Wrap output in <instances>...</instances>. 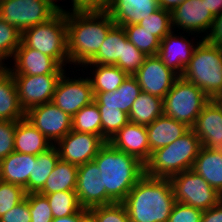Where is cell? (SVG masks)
<instances>
[{
  "label": "cell",
  "instance_id": "cell-2",
  "mask_svg": "<svg viewBox=\"0 0 222 222\" xmlns=\"http://www.w3.org/2000/svg\"><path fill=\"white\" fill-rule=\"evenodd\" d=\"M122 203L130 222H167L176 203L171 180L144 175Z\"/></svg>",
  "mask_w": 222,
  "mask_h": 222
},
{
  "label": "cell",
  "instance_id": "cell-44",
  "mask_svg": "<svg viewBox=\"0 0 222 222\" xmlns=\"http://www.w3.org/2000/svg\"><path fill=\"white\" fill-rule=\"evenodd\" d=\"M16 121L0 120V161L14 152Z\"/></svg>",
  "mask_w": 222,
  "mask_h": 222
},
{
  "label": "cell",
  "instance_id": "cell-24",
  "mask_svg": "<svg viewBox=\"0 0 222 222\" xmlns=\"http://www.w3.org/2000/svg\"><path fill=\"white\" fill-rule=\"evenodd\" d=\"M141 92L137 79L129 75L114 92L94 93V101L98 108H116L129 114L133 102Z\"/></svg>",
  "mask_w": 222,
  "mask_h": 222
},
{
  "label": "cell",
  "instance_id": "cell-39",
  "mask_svg": "<svg viewBox=\"0 0 222 222\" xmlns=\"http://www.w3.org/2000/svg\"><path fill=\"white\" fill-rule=\"evenodd\" d=\"M95 222H130L123 203H111L88 209Z\"/></svg>",
  "mask_w": 222,
  "mask_h": 222
},
{
  "label": "cell",
  "instance_id": "cell-50",
  "mask_svg": "<svg viewBox=\"0 0 222 222\" xmlns=\"http://www.w3.org/2000/svg\"><path fill=\"white\" fill-rule=\"evenodd\" d=\"M208 10L215 17L222 12V0H204Z\"/></svg>",
  "mask_w": 222,
  "mask_h": 222
},
{
  "label": "cell",
  "instance_id": "cell-13",
  "mask_svg": "<svg viewBox=\"0 0 222 222\" xmlns=\"http://www.w3.org/2000/svg\"><path fill=\"white\" fill-rule=\"evenodd\" d=\"M105 143L101 136L71 130L55 146L61 160L79 166L93 161Z\"/></svg>",
  "mask_w": 222,
  "mask_h": 222
},
{
  "label": "cell",
  "instance_id": "cell-19",
  "mask_svg": "<svg viewBox=\"0 0 222 222\" xmlns=\"http://www.w3.org/2000/svg\"><path fill=\"white\" fill-rule=\"evenodd\" d=\"M108 142L119 151L136 157L144 164L151 156L145 125L128 122Z\"/></svg>",
  "mask_w": 222,
  "mask_h": 222
},
{
  "label": "cell",
  "instance_id": "cell-7",
  "mask_svg": "<svg viewBox=\"0 0 222 222\" xmlns=\"http://www.w3.org/2000/svg\"><path fill=\"white\" fill-rule=\"evenodd\" d=\"M209 101L202 89L179 77L163 99L164 114L192 128Z\"/></svg>",
  "mask_w": 222,
  "mask_h": 222
},
{
  "label": "cell",
  "instance_id": "cell-30",
  "mask_svg": "<svg viewBox=\"0 0 222 222\" xmlns=\"http://www.w3.org/2000/svg\"><path fill=\"white\" fill-rule=\"evenodd\" d=\"M126 31L115 25L107 34L97 54L86 64L115 65L122 59Z\"/></svg>",
  "mask_w": 222,
  "mask_h": 222
},
{
  "label": "cell",
  "instance_id": "cell-14",
  "mask_svg": "<svg viewBox=\"0 0 222 222\" xmlns=\"http://www.w3.org/2000/svg\"><path fill=\"white\" fill-rule=\"evenodd\" d=\"M141 91L164 99L179 76L167 68L157 56H147L144 64L133 75Z\"/></svg>",
  "mask_w": 222,
  "mask_h": 222
},
{
  "label": "cell",
  "instance_id": "cell-36",
  "mask_svg": "<svg viewBox=\"0 0 222 222\" xmlns=\"http://www.w3.org/2000/svg\"><path fill=\"white\" fill-rule=\"evenodd\" d=\"M101 114V137L108 142L129 122L127 113L116 108H98Z\"/></svg>",
  "mask_w": 222,
  "mask_h": 222
},
{
  "label": "cell",
  "instance_id": "cell-31",
  "mask_svg": "<svg viewBox=\"0 0 222 222\" xmlns=\"http://www.w3.org/2000/svg\"><path fill=\"white\" fill-rule=\"evenodd\" d=\"M59 159V152L55 145L36 156V162H33L32 173L28 181V194L39 193L43 189L45 181Z\"/></svg>",
  "mask_w": 222,
  "mask_h": 222
},
{
  "label": "cell",
  "instance_id": "cell-27",
  "mask_svg": "<svg viewBox=\"0 0 222 222\" xmlns=\"http://www.w3.org/2000/svg\"><path fill=\"white\" fill-rule=\"evenodd\" d=\"M192 170L222 195V154L201 146Z\"/></svg>",
  "mask_w": 222,
  "mask_h": 222
},
{
  "label": "cell",
  "instance_id": "cell-54",
  "mask_svg": "<svg viewBox=\"0 0 222 222\" xmlns=\"http://www.w3.org/2000/svg\"><path fill=\"white\" fill-rule=\"evenodd\" d=\"M83 222H95V220L90 216L88 215L84 220Z\"/></svg>",
  "mask_w": 222,
  "mask_h": 222
},
{
  "label": "cell",
  "instance_id": "cell-12",
  "mask_svg": "<svg viewBox=\"0 0 222 222\" xmlns=\"http://www.w3.org/2000/svg\"><path fill=\"white\" fill-rule=\"evenodd\" d=\"M94 97L88 77L70 79L64 72L56 85L51 102L73 117L84 106L92 103Z\"/></svg>",
  "mask_w": 222,
  "mask_h": 222
},
{
  "label": "cell",
  "instance_id": "cell-43",
  "mask_svg": "<svg viewBox=\"0 0 222 222\" xmlns=\"http://www.w3.org/2000/svg\"><path fill=\"white\" fill-rule=\"evenodd\" d=\"M202 215V210L176 202L167 222H201Z\"/></svg>",
  "mask_w": 222,
  "mask_h": 222
},
{
  "label": "cell",
  "instance_id": "cell-16",
  "mask_svg": "<svg viewBox=\"0 0 222 222\" xmlns=\"http://www.w3.org/2000/svg\"><path fill=\"white\" fill-rule=\"evenodd\" d=\"M191 129L201 146L222 154V106L215 99L204 106Z\"/></svg>",
  "mask_w": 222,
  "mask_h": 222
},
{
  "label": "cell",
  "instance_id": "cell-17",
  "mask_svg": "<svg viewBox=\"0 0 222 222\" xmlns=\"http://www.w3.org/2000/svg\"><path fill=\"white\" fill-rule=\"evenodd\" d=\"M14 67L8 68L12 75L63 74L62 67L52 57L27 47L22 41L13 56Z\"/></svg>",
  "mask_w": 222,
  "mask_h": 222
},
{
  "label": "cell",
  "instance_id": "cell-35",
  "mask_svg": "<svg viewBox=\"0 0 222 222\" xmlns=\"http://www.w3.org/2000/svg\"><path fill=\"white\" fill-rule=\"evenodd\" d=\"M128 40L146 56L157 55L160 40L138 24L123 26Z\"/></svg>",
  "mask_w": 222,
  "mask_h": 222
},
{
  "label": "cell",
  "instance_id": "cell-11",
  "mask_svg": "<svg viewBox=\"0 0 222 222\" xmlns=\"http://www.w3.org/2000/svg\"><path fill=\"white\" fill-rule=\"evenodd\" d=\"M62 74L13 75L19 104L27 112L30 108L51 102Z\"/></svg>",
  "mask_w": 222,
  "mask_h": 222
},
{
  "label": "cell",
  "instance_id": "cell-18",
  "mask_svg": "<svg viewBox=\"0 0 222 222\" xmlns=\"http://www.w3.org/2000/svg\"><path fill=\"white\" fill-rule=\"evenodd\" d=\"M100 179V170L94 161L78 166L76 195L83 208L106 205V189Z\"/></svg>",
  "mask_w": 222,
  "mask_h": 222
},
{
  "label": "cell",
  "instance_id": "cell-4",
  "mask_svg": "<svg viewBox=\"0 0 222 222\" xmlns=\"http://www.w3.org/2000/svg\"><path fill=\"white\" fill-rule=\"evenodd\" d=\"M201 148L200 139L190 129L182 137L151 153L145 163V175L154 178H171L193 168Z\"/></svg>",
  "mask_w": 222,
  "mask_h": 222
},
{
  "label": "cell",
  "instance_id": "cell-33",
  "mask_svg": "<svg viewBox=\"0 0 222 222\" xmlns=\"http://www.w3.org/2000/svg\"><path fill=\"white\" fill-rule=\"evenodd\" d=\"M72 130L101 136V114L95 101L72 117Z\"/></svg>",
  "mask_w": 222,
  "mask_h": 222
},
{
  "label": "cell",
  "instance_id": "cell-9",
  "mask_svg": "<svg viewBox=\"0 0 222 222\" xmlns=\"http://www.w3.org/2000/svg\"><path fill=\"white\" fill-rule=\"evenodd\" d=\"M59 11L47 0H4L0 2V18L16 27L21 33L42 24Z\"/></svg>",
  "mask_w": 222,
  "mask_h": 222
},
{
  "label": "cell",
  "instance_id": "cell-53",
  "mask_svg": "<svg viewBox=\"0 0 222 222\" xmlns=\"http://www.w3.org/2000/svg\"><path fill=\"white\" fill-rule=\"evenodd\" d=\"M215 100L222 106V91L220 94L215 98Z\"/></svg>",
  "mask_w": 222,
  "mask_h": 222
},
{
  "label": "cell",
  "instance_id": "cell-47",
  "mask_svg": "<svg viewBox=\"0 0 222 222\" xmlns=\"http://www.w3.org/2000/svg\"><path fill=\"white\" fill-rule=\"evenodd\" d=\"M205 40L213 45L222 47V12L214 17L212 27Z\"/></svg>",
  "mask_w": 222,
  "mask_h": 222
},
{
  "label": "cell",
  "instance_id": "cell-8",
  "mask_svg": "<svg viewBox=\"0 0 222 222\" xmlns=\"http://www.w3.org/2000/svg\"><path fill=\"white\" fill-rule=\"evenodd\" d=\"M170 180L176 202L205 211L222 200V195L192 169L180 172Z\"/></svg>",
  "mask_w": 222,
  "mask_h": 222
},
{
  "label": "cell",
  "instance_id": "cell-34",
  "mask_svg": "<svg viewBox=\"0 0 222 222\" xmlns=\"http://www.w3.org/2000/svg\"><path fill=\"white\" fill-rule=\"evenodd\" d=\"M41 195L47 198L54 218L75 214L83 208L76 195V191H61Z\"/></svg>",
  "mask_w": 222,
  "mask_h": 222
},
{
  "label": "cell",
  "instance_id": "cell-29",
  "mask_svg": "<svg viewBox=\"0 0 222 222\" xmlns=\"http://www.w3.org/2000/svg\"><path fill=\"white\" fill-rule=\"evenodd\" d=\"M163 114V99L141 92L133 102L128 116L129 122L147 126Z\"/></svg>",
  "mask_w": 222,
  "mask_h": 222
},
{
  "label": "cell",
  "instance_id": "cell-21",
  "mask_svg": "<svg viewBox=\"0 0 222 222\" xmlns=\"http://www.w3.org/2000/svg\"><path fill=\"white\" fill-rule=\"evenodd\" d=\"M157 0H111L107 11L118 26L138 24L158 10Z\"/></svg>",
  "mask_w": 222,
  "mask_h": 222
},
{
  "label": "cell",
  "instance_id": "cell-38",
  "mask_svg": "<svg viewBox=\"0 0 222 222\" xmlns=\"http://www.w3.org/2000/svg\"><path fill=\"white\" fill-rule=\"evenodd\" d=\"M22 33L0 18V63L13 57L21 43ZM8 57V58H7ZM3 60V61H2Z\"/></svg>",
  "mask_w": 222,
  "mask_h": 222
},
{
  "label": "cell",
  "instance_id": "cell-25",
  "mask_svg": "<svg viewBox=\"0 0 222 222\" xmlns=\"http://www.w3.org/2000/svg\"><path fill=\"white\" fill-rule=\"evenodd\" d=\"M52 146V143L26 118L16 121L14 133L15 152L37 156Z\"/></svg>",
  "mask_w": 222,
  "mask_h": 222
},
{
  "label": "cell",
  "instance_id": "cell-41",
  "mask_svg": "<svg viewBox=\"0 0 222 222\" xmlns=\"http://www.w3.org/2000/svg\"><path fill=\"white\" fill-rule=\"evenodd\" d=\"M23 187L0 180V217L26 197Z\"/></svg>",
  "mask_w": 222,
  "mask_h": 222
},
{
  "label": "cell",
  "instance_id": "cell-3",
  "mask_svg": "<svg viewBox=\"0 0 222 222\" xmlns=\"http://www.w3.org/2000/svg\"><path fill=\"white\" fill-rule=\"evenodd\" d=\"M106 189V205L122 203L134 185L145 175V164L106 142L93 159Z\"/></svg>",
  "mask_w": 222,
  "mask_h": 222
},
{
  "label": "cell",
  "instance_id": "cell-51",
  "mask_svg": "<svg viewBox=\"0 0 222 222\" xmlns=\"http://www.w3.org/2000/svg\"><path fill=\"white\" fill-rule=\"evenodd\" d=\"M157 1L160 8L172 12L184 0H157Z\"/></svg>",
  "mask_w": 222,
  "mask_h": 222
},
{
  "label": "cell",
  "instance_id": "cell-6",
  "mask_svg": "<svg viewBox=\"0 0 222 222\" xmlns=\"http://www.w3.org/2000/svg\"><path fill=\"white\" fill-rule=\"evenodd\" d=\"M21 41L27 47L52 57L62 67L65 66L69 63L66 10L59 11L45 23L25 29Z\"/></svg>",
  "mask_w": 222,
  "mask_h": 222
},
{
  "label": "cell",
  "instance_id": "cell-26",
  "mask_svg": "<svg viewBox=\"0 0 222 222\" xmlns=\"http://www.w3.org/2000/svg\"><path fill=\"white\" fill-rule=\"evenodd\" d=\"M23 118L25 111L19 104L14 77L4 66L0 70V120L19 121Z\"/></svg>",
  "mask_w": 222,
  "mask_h": 222
},
{
  "label": "cell",
  "instance_id": "cell-15",
  "mask_svg": "<svg viewBox=\"0 0 222 222\" xmlns=\"http://www.w3.org/2000/svg\"><path fill=\"white\" fill-rule=\"evenodd\" d=\"M214 16L208 10L204 0H184L171 12L172 29L178 27L186 32L198 33L207 32L211 29ZM175 26V27H174Z\"/></svg>",
  "mask_w": 222,
  "mask_h": 222
},
{
  "label": "cell",
  "instance_id": "cell-52",
  "mask_svg": "<svg viewBox=\"0 0 222 222\" xmlns=\"http://www.w3.org/2000/svg\"><path fill=\"white\" fill-rule=\"evenodd\" d=\"M53 7H55L58 11H65L64 9L61 8V6L57 5L55 2L57 0H47Z\"/></svg>",
  "mask_w": 222,
  "mask_h": 222
},
{
  "label": "cell",
  "instance_id": "cell-48",
  "mask_svg": "<svg viewBox=\"0 0 222 222\" xmlns=\"http://www.w3.org/2000/svg\"><path fill=\"white\" fill-rule=\"evenodd\" d=\"M201 222H222V200L217 205L203 211Z\"/></svg>",
  "mask_w": 222,
  "mask_h": 222
},
{
  "label": "cell",
  "instance_id": "cell-40",
  "mask_svg": "<svg viewBox=\"0 0 222 222\" xmlns=\"http://www.w3.org/2000/svg\"><path fill=\"white\" fill-rule=\"evenodd\" d=\"M146 55L137 49L125 34V44H123L122 59H118L115 66H118L128 75L133 76L144 64Z\"/></svg>",
  "mask_w": 222,
  "mask_h": 222
},
{
  "label": "cell",
  "instance_id": "cell-42",
  "mask_svg": "<svg viewBox=\"0 0 222 222\" xmlns=\"http://www.w3.org/2000/svg\"><path fill=\"white\" fill-rule=\"evenodd\" d=\"M29 203L31 222H51L52 215L49 202L44 195L39 193H29L25 197Z\"/></svg>",
  "mask_w": 222,
  "mask_h": 222
},
{
  "label": "cell",
  "instance_id": "cell-55",
  "mask_svg": "<svg viewBox=\"0 0 222 222\" xmlns=\"http://www.w3.org/2000/svg\"><path fill=\"white\" fill-rule=\"evenodd\" d=\"M4 66L0 63V70L3 68Z\"/></svg>",
  "mask_w": 222,
  "mask_h": 222
},
{
  "label": "cell",
  "instance_id": "cell-10",
  "mask_svg": "<svg viewBox=\"0 0 222 222\" xmlns=\"http://www.w3.org/2000/svg\"><path fill=\"white\" fill-rule=\"evenodd\" d=\"M25 118L52 145H55L72 130V117L58 108L53 102H47L30 108L25 112Z\"/></svg>",
  "mask_w": 222,
  "mask_h": 222
},
{
  "label": "cell",
  "instance_id": "cell-49",
  "mask_svg": "<svg viewBox=\"0 0 222 222\" xmlns=\"http://www.w3.org/2000/svg\"><path fill=\"white\" fill-rule=\"evenodd\" d=\"M88 215V209L82 208L75 214L66 217L53 218L51 222H83Z\"/></svg>",
  "mask_w": 222,
  "mask_h": 222
},
{
  "label": "cell",
  "instance_id": "cell-22",
  "mask_svg": "<svg viewBox=\"0 0 222 222\" xmlns=\"http://www.w3.org/2000/svg\"><path fill=\"white\" fill-rule=\"evenodd\" d=\"M36 155L12 152L0 161V180L21 186L28 194V181Z\"/></svg>",
  "mask_w": 222,
  "mask_h": 222
},
{
  "label": "cell",
  "instance_id": "cell-45",
  "mask_svg": "<svg viewBox=\"0 0 222 222\" xmlns=\"http://www.w3.org/2000/svg\"><path fill=\"white\" fill-rule=\"evenodd\" d=\"M0 222H31V214L27 199L25 198L2 215L0 217Z\"/></svg>",
  "mask_w": 222,
  "mask_h": 222
},
{
  "label": "cell",
  "instance_id": "cell-20",
  "mask_svg": "<svg viewBox=\"0 0 222 222\" xmlns=\"http://www.w3.org/2000/svg\"><path fill=\"white\" fill-rule=\"evenodd\" d=\"M173 30L160 41L157 56L164 65L182 76L185 67L189 64L193 51L196 47L185 36H176Z\"/></svg>",
  "mask_w": 222,
  "mask_h": 222
},
{
  "label": "cell",
  "instance_id": "cell-23",
  "mask_svg": "<svg viewBox=\"0 0 222 222\" xmlns=\"http://www.w3.org/2000/svg\"><path fill=\"white\" fill-rule=\"evenodd\" d=\"M151 153L182 137L191 128L165 114L146 126Z\"/></svg>",
  "mask_w": 222,
  "mask_h": 222
},
{
  "label": "cell",
  "instance_id": "cell-1",
  "mask_svg": "<svg viewBox=\"0 0 222 222\" xmlns=\"http://www.w3.org/2000/svg\"><path fill=\"white\" fill-rule=\"evenodd\" d=\"M72 11H66L69 63L83 67L97 54L116 24L107 10Z\"/></svg>",
  "mask_w": 222,
  "mask_h": 222
},
{
  "label": "cell",
  "instance_id": "cell-28",
  "mask_svg": "<svg viewBox=\"0 0 222 222\" xmlns=\"http://www.w3.org/2000/svg\"><path fill=\"white\" fill-rule=\"evenodd\" d=\"M77 178L78 165L59 159L39 194L76 191Z\"/></svg>",
  "mask_w": 222,
  "mask_h": 222
},
{
  "label": "cell",
  "instance_id": "cell-46",
  "mask_svg": "<svg viewBox=\"0 0 222 222\" xmlns=\"http://www.w3.org/2000/svg\"><path fill=\"white\" fill-rule=\"evenodd\" d=\"M71 10H107L111 0H72Z\"/></svg>",
  "mask_w": 222,
  "mask_h": 222
},
{
  "label": "cell",
  "instance_id": "cell-32",
  "mask_svg": "<svg viewBox=\"0 0 222 222\" xmlns=\"http://www.w3.org/2000/svg\"><path fill=\"white\" fill-rule=\"evenodd\" d=\"M86 67L93 66L95 74L89 81L93 89V93L110 92L117 90L120 85L129 76L122 69L115 65H101V64H85Z\"/></svg>",
  "mask_w": 222,
  "mask_h": 222
},
{
  "label": "cell",
  "instance_id": "cell-37",
  "mask_svg": "<svg viewBox=\"0 0 222 222\" xmlns=\"http://www.w3.org/2000/svg\"><path fill=\"white\" fill-rule=\"evenodd\" d=\"M138 25L151 32L152 35L161 41L172 31L171 12L159 8L150 16L142 19Z\"/></svg>",
  "mask_w": 222,
  "mask_h": 222
},
{
  "label": "cell",
  "instance_id": "cell-5",
  "mask_svg": "<svg viewBox=\"0 0 222 222\" xmlns=\"http://www.w3.org/2000/svg\"><path fill=\"white\" fill-rule=\"evenodd\" d=\"M181 77L215 99L222 91V47L199 40Z\"/></svg>",
  "mask_w": 222,
  "mask_h": 222
}]
</instances>
